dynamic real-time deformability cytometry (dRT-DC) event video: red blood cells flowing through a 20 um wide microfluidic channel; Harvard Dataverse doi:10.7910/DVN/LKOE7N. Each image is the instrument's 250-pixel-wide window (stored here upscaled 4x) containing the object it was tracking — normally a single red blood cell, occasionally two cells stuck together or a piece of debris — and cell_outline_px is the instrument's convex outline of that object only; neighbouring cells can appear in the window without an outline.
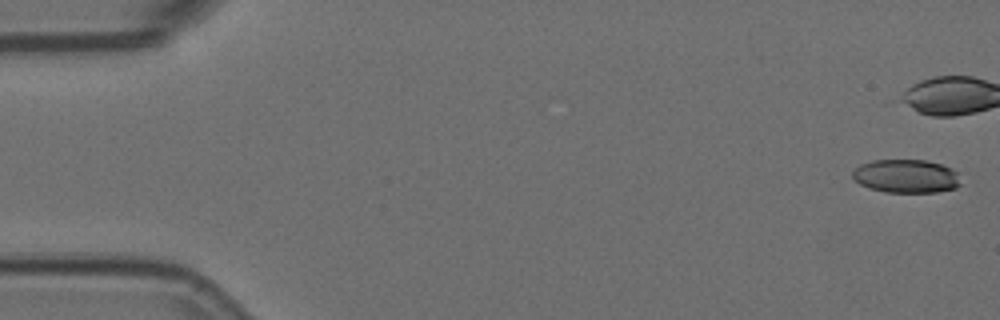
{"species": "Egyptian fruit bat (a non-hibernating species)", "species_latin": "Rousettus aegyptiacus", "temperature_condition": "room temperature", "stored_images_in_passage": 11, "camera_frame_rate_fps": 3000, "um_per_image_px": 0.085, "animal": {"sex": "female"}, "frame": {"image": 1, "passage_image": 1, "time_ms": 0.0, "image_size_px": [1000, 320], "cell_outline_px": [[960, 184], [956, 188], [936, 192], [884, 192], [868, 188], [860, 184], [852, 176], [852, 172], [860, 164], [872, 160], [924, 160], [940, 164], [952, 168], [960, 172]], "centroid_in_image_um": [77.05, 14.97], "position_along_channel_um": 8.0, "area_um2": 21.27}}